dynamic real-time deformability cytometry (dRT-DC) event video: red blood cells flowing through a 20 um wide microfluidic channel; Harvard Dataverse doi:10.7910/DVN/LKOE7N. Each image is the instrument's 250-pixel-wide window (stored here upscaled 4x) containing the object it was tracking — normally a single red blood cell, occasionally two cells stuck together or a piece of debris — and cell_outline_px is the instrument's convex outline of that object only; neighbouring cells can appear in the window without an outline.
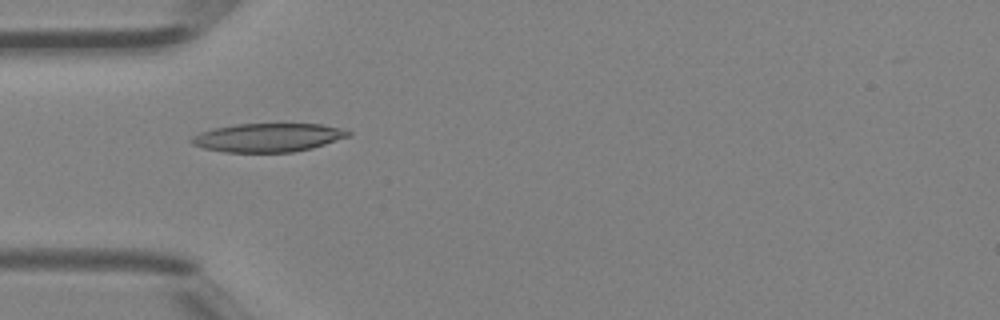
{"species": "Egyptian fruit bat (a non-hibernating species)", "species_latin": "Rousettus aegyptiacus", "temperature_condition": "room temperature", "stored_images_in_passage": 5, "camera_frame_rate_fps": 3000, "um_per_image_px": 0.085, "animal": {"sex": "female"}, "frame": {"image": 1, "passage_image": 4, "time_ms": 1.0, "image_size_px": [1000, 320], "cell_outline_px": [[352, 132], [348, 136], [312, 148], [292, 152], [224, 152], [204, 148], [192, 144], [188, 140], [192, 136], [200, 132], [212, 128], [236, 124], [320, 124], [340, 128]], "centroid_in_image_um": [22.72, 11.69], "position_along_channel_um": 62.3, "area_um2": 26.01}}
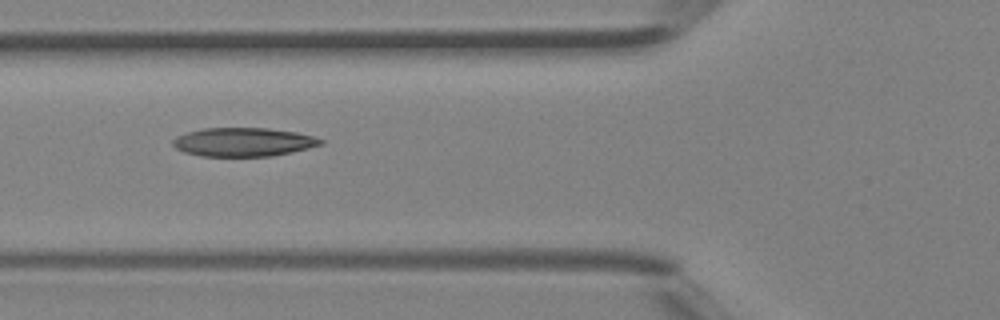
{"frame": {"image": 2, "passage_image": 5, "time_ms": 1.333, "image_size_px": [1000, 320], "cell_outline_px": [[324, 144], [292, 152], [272, 156], [200, 156], [184, 152], [176, 148], [172, 144], [172, 140], [176, 136], [188, 132], [204, 128], [268, 128], [296, 132], [312, 136], [324, 140]], "centroid_in_image_um": [20.68, 12.07], "position_along_channel_um": 105.1, "area_um2": 24.74}}